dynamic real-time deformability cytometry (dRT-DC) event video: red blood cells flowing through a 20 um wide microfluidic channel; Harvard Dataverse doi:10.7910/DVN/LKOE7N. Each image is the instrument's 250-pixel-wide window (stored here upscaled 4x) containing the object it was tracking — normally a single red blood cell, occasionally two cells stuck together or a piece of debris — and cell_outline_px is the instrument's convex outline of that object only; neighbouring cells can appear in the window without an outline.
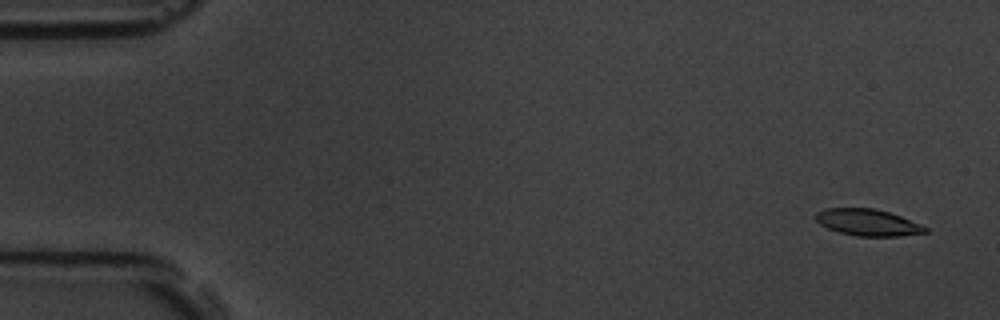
{"species": "common noctule bat (a hibernating species)", "species_latin": "Nyctalus noctula", "temperature_condition": "room temperature", "stored_images_in_passage": 9, "camera_frame_rate_fps": 3000, "um_per_image_px": 0.085, "animal": {"sex": "male", "body_mass_g": 19.5, "forearm_length_mm": 54.6}, "frame": {"image": 1, "passage_image": 1, "time_ms": 0.0, "image_size_px": [1000, 320], "cell_outline_px": [[928, 232], [900, 236], [856, 236], [840, 232], [828, 228], [820, 224], [816, 220], [816, 212], [824, 208], [876, 208], [900, 216], [920, 224], [928, 228]], "centroid_in_image_um": [73.76, 18.9], "position_along_channel_um": 11.2, "area_um2": 16.94}}
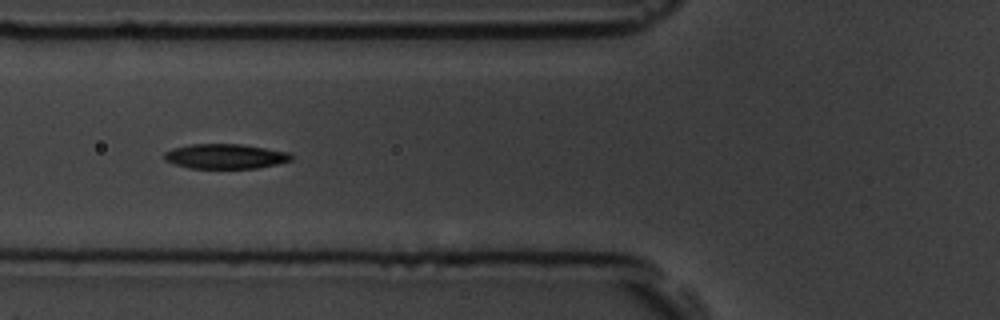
{"frame": {"image": 2, "passage_image": 6, "time_ms": 6.0, "image_size_px": [1000, 320], "cell_outline_px": [[292, 160], [276, 164], [256, 168], [188, 168], [164, 160], [164, 152], [172, 148], [192, 144], [240, 144], [288, 152], [292, 156]], "centroid_in_image_um": [19.12, 13.29], "position_along_channel_um": 106.7, "area_um2": 18.21}}
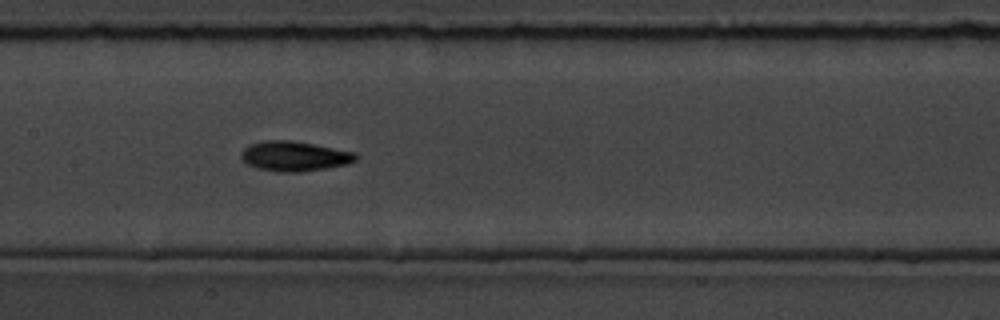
{"frame": {"image": 3, "passage_image": 8, "time_ms": 8.0, "image_size_px": [1000, 320], "cell_outline_px": [[360, 156], [356, 160], [348, 164], [300, 172], [276, 172], [256, 168], [248, 164], [240, 156], [240, 152], [248, 144], [264, 140], [292, 140], [356, 152]], "centroid_in_image_um": [25.02, 13.27], "position_along_channel_um": 182.4, "area_um2": 20.17}}